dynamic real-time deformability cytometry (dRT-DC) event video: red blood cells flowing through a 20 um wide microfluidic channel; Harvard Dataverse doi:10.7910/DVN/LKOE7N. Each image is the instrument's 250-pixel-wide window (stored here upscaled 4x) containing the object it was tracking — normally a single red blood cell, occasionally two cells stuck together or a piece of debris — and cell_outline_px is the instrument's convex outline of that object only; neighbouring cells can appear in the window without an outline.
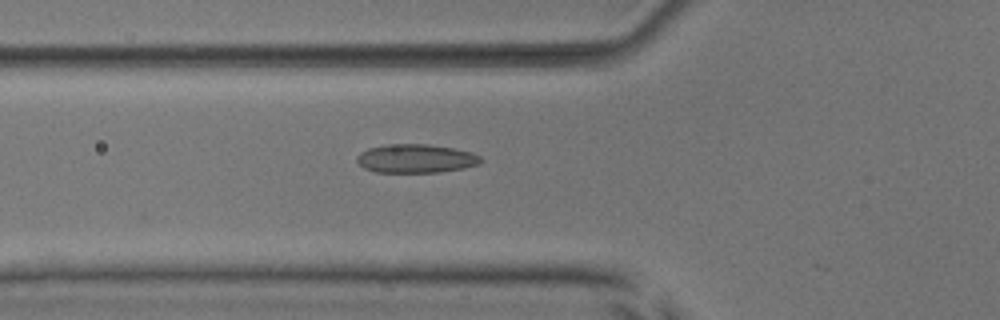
{"species": "common noctule bat (a hibernating species)", "species_latin": "Nyctalus noctula", "temperature_condition": "room temperature", "stored_images_in_passage": 20, "camera_frame_rate_fps": 3000, "um_per_image_px": 0.085, "animal": {"sex": "male", "body_mass_g": 17.9, "forearm_length_mm": 54.2}, "frame": {"image": 1, "passage_image": 19, "time_ms": 6.0, "image_size_px": [1000, 320], "cell_outline_px": [[484, 160], [480, 164], [464, 168], [440, 172], [376, 172], [364, 168], [356, 160], [356, 156], [360, 152], [368, 148], [384, 144], [428, 144], [452, 148], [472, 152], [480, 156]], "centroid_in_image_um": [35.35, 13.47], "position_along_channel_um": 90.4, "area_um2": 20.87}}